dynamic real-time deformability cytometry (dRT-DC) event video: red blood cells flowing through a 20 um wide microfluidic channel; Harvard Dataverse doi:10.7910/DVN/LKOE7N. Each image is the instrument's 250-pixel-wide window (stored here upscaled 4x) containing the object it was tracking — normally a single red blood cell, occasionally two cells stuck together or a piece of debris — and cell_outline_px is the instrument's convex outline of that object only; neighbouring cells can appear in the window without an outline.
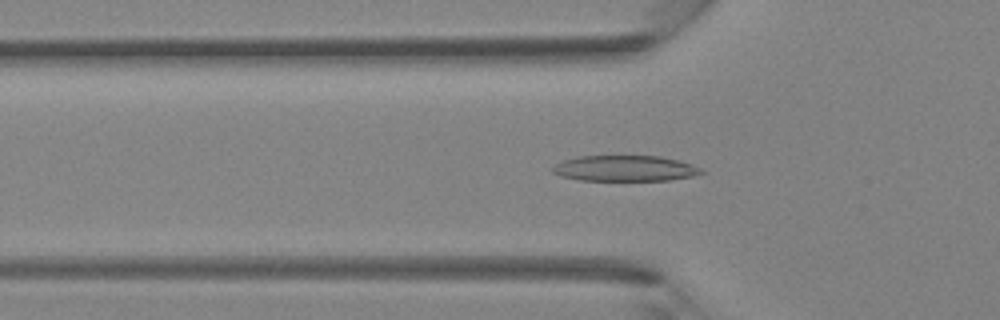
{"species": "Egyptian fruit bat (a non-hibernating species)", "species_latin": "Rousettus aegyptiacus", "temperature_condition": "room temperature", "stored_images_in_passage": 42, "camera_frame_rate_fps": 3000, "um_per_image_px": 0.085, "animal": {"sex": "female"}, "frame": {"image": 1, "passage_image": 14, "time_ms": 4.333, "image_size_px": [1000, 320], "cell_outline_px": [[704, 172], [692, 176], [668, 180], [580, 180], [560, 176], [552, 172], [552, 168], [556, 164], [564, 160], [576, 156], [660, 156], [680, 160], [692, 164], [700, 168]], "centroid_in_image_um": [53.11, 14.3], "position_along_channel_um": 72.7, "area_um2": 22.25}}
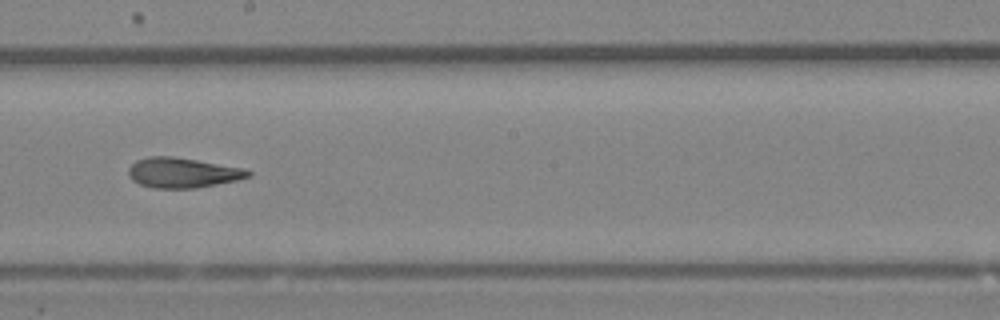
{"frame": {"image": 2, "passage_image": 24, "time_ms": 7.667, "image_size_px": [1000, 320], "cell_outline_px": [[252, 176], [236, 180], [196, 188], [152, 188], [140, 184], [132, 180], [128, 176], [128, 168], [136, 160], [148, 156], [172, 156], [244, 168], [252, 172]], "centroid_in_image_um": [15.5, 14.68], "position_along_channel_um": 232.7, "area_um2": 20.98}}
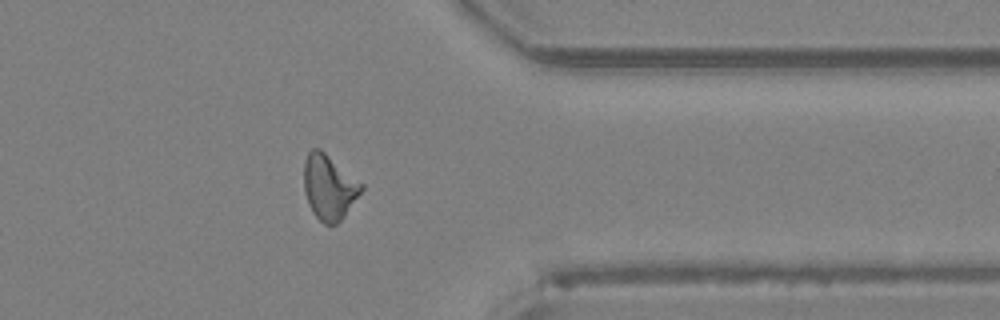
{"frame": {"image": 3, "passage_image": 34, "time_ms": 11.0, "image_size_px": [1000, 320], "cell_outline_px": [[364, 188], [344, 216], [336, 224], [324, 224], [312, 212], [308, 204], [304, 192], [304, 160], [308, 152], [312, 148], [320, 148], [364, 184]], "centroid_in_image_um": [27.96, 15.89], "position_along_channel_um": 383.4, "area_um2": 21.79}}